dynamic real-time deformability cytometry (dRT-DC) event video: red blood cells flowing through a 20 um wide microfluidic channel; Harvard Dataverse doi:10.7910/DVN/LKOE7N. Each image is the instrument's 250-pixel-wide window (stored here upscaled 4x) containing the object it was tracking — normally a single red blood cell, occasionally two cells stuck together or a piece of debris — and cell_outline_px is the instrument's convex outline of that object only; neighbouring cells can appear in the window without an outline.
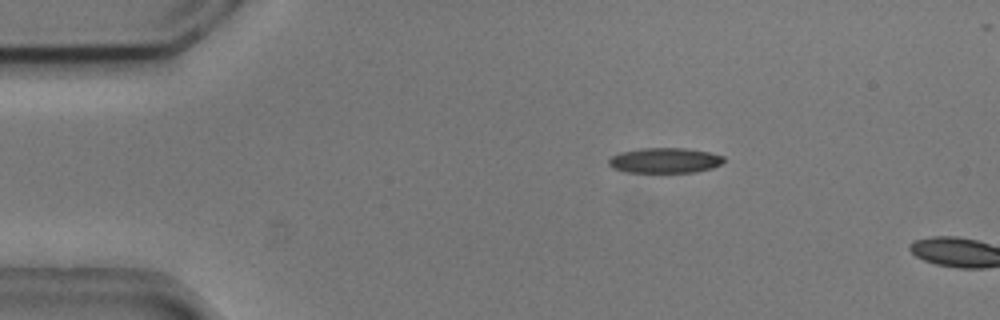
{"species": "common noctule bat (a hibernating species)", "species_latin": "Nyctalus noctula", "temperature_condition": "cold", "stored_images_in_passage": 3, "camera_frame_rate_fps": 3000, "um_per_image_px": 0.085, "animal": {"sex": "male", "body_mass_g": 20.5, "forearm_length_mm": 52.5}, "frame": {"image": 1, "passage_image": 2, "time_ms": 0.333, "image_size_px": [1000, 320], "cell_outline_px": [[724, 160], [720, 164], [712, 168], [696, 172], [624, 172], [612, 168], [608, 164], [608, 160], [612, 156], [620, 152], [640, 148], [684, 148], [708, 152], [724, 156]], "centroid_in_image_um": [56.48, 13.64], "position_along_channel_um": 28.5, "area_um2": 16.94}}